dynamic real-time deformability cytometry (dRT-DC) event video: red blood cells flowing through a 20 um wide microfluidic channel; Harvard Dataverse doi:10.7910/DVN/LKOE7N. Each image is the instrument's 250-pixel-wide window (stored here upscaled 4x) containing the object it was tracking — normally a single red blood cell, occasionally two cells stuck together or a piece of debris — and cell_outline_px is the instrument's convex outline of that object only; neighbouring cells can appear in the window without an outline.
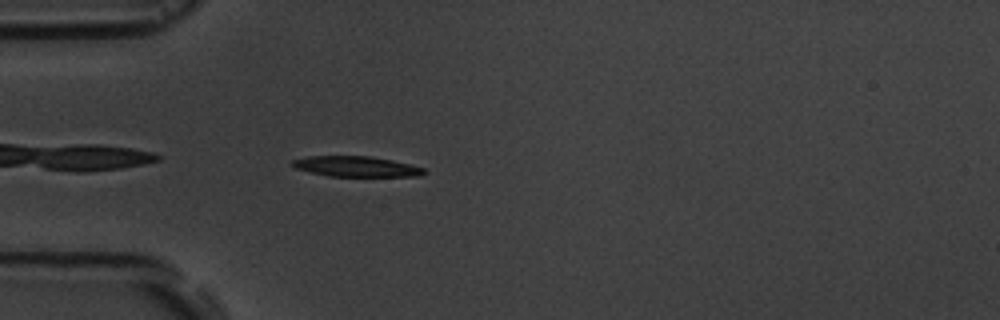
{"species": "common noctule bat (a hibernating species)", "species_latin": "Nyctalus noctula", "temperature_condition": "room temperature", "stored_images_in_passage": 5, "camera_frame_rate_fps": 3000, "um_per_image_px": 0.085, "animal": {"sex": "male", "body_mass_g": 19.5, "forearm_length_mm": 54.6}, "frame": {"image": 1, "passage_image": 5, "time_ms": 4.667, "image_size_px": [1000, 320], "cell_outline_px": [[428, 172], [420, 176], [328, 176], [296, 168], [292, 164], [292, 160], [308, 156], [368, 156], [392, 160], [424, 168]], "centroid_in_image_um": [30.31, 14.15], "position_along_channel_um": 54.7, "area_um2": 15.49}}